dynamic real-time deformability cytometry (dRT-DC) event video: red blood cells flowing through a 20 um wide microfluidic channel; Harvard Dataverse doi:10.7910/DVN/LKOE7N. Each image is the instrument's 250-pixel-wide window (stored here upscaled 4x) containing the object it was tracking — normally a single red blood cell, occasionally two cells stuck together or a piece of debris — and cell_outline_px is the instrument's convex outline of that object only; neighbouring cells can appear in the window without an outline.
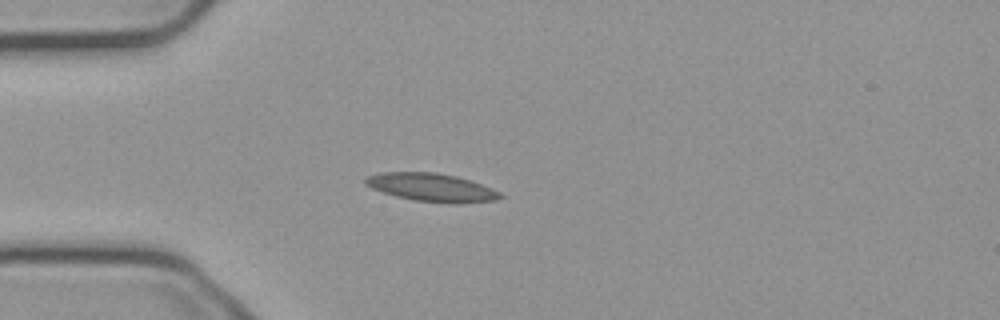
{"species": "common noctule bat (a hibernating species)", "species_latin": "Nyctalus noctula", "temperature_condition": "cold", "stored_images_in_passage": 54, "camera_frame_rate_fps": 3000, "um_per_image_px": 0.085, "animal": {"sex": "male", "body_mass_g": 23.1, "forearm_length_mm": 52.7}, "frame": {"image": 1, "passage_image": 14, "time_ms": 4.333, "image_size_px": [1000, 320], "cell_outline_px": [[504, 196], [496, 200], [460, 204], [448, 204], [412, 200], [396, 196], [372, 188], [364, 184], [364, 176], [380, 172], [436, 172], [456, 176], [492, 188], [500, 192]], "centroid_in_image_um": [36.67, 15.94], "position_along_channel_um": 48.3, "area_um2": 22.37}}
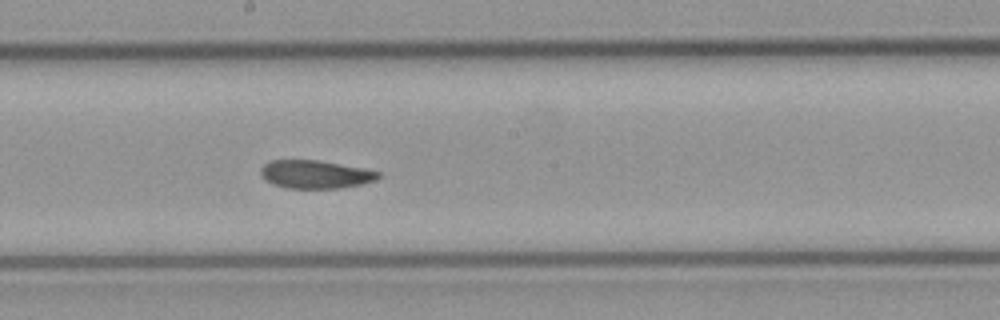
{"frame": {"image": 2, "passage_image": 29, "time_ms": 9.333, "image_size_px": [1000, 320], "cell_outline_px": [[380, 176], [376, 180], [360, 184], [340, 188], [288, 188], [272, 184], [264, 180], [260, 176], [260, 168], [268, 160], [316, 160], [364, 168], [380, 172]], "centroid_in_image_um": [26.75, 14.81], "position_along_channel_um": 221.4, "area_um2": 19.36}}
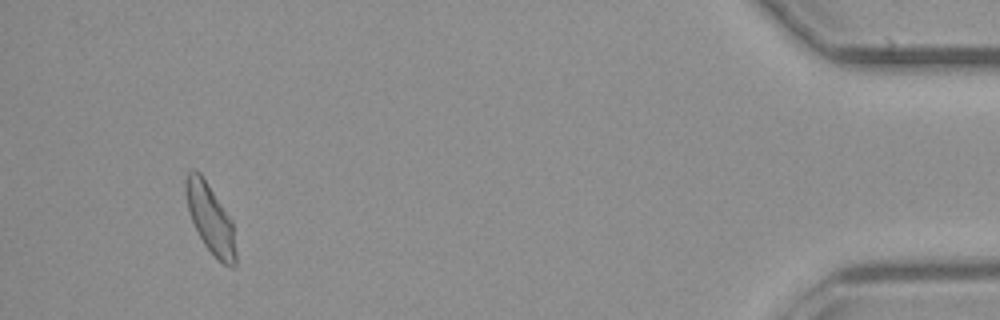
{"frame": {"image": 3, "passage_image": 51, "time_ms": 16.667, "image_size_px": [1000, 320], "cell_outline_px": [[236, 264], [232, 268], [224, 264], [204, 244], [188, 212], [184, 192], [184, 180], [188, 172], [200, 172], [232, 220], [236, 252]], "centroid_in_image_um": [17.87, 18.57], "position_along_channel_um": 417.3, "area_um2": 19.83}, "authors_computed_cell_mechanics": {"area_um2": 20.2878, "velocity_mm_per_s": 3.715, "shape_relaxation_time_tau1_ms": null, "shape_relaxation_time_tau2_ms": 4.6141, "deformation_change_tau1": null, "deformation_change_tau2": 0.101}}